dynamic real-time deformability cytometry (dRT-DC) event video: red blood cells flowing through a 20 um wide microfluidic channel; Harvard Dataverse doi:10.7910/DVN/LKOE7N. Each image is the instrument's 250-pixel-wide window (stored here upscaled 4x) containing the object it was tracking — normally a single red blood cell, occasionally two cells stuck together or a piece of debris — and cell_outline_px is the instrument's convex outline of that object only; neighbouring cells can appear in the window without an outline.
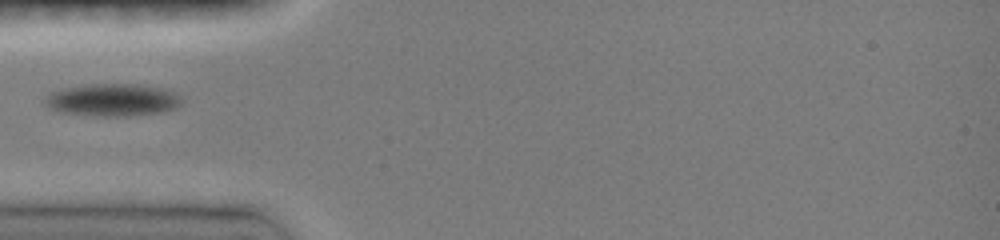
{"species": "common noctule bat (a hibernating species)", "species_latin": "Nyctalus noctula", "temperature_condition": "room temperature", "stored_images_in_passage": 9, "camera_frame_rate_fps": 3000, "um_per_image_px": 0.085, "animal": {"sex": "female", "body_mass_g": 19.0, "forearm_length_mm": 51.5}, "frame": {"image": 1, "passage_image": 1, "time_ms": 0.0, "image_size_px": [1000, 240], "cell_outline_px": [[184, 100], [176, 108], [160, 112], [128, 116], [92, 116], [60, 112], [48, 108], [44, 104], [44, 100], [48, 92], [60, 88], [88, 84], [140, 84], [164, 88], [180, 96]], "centroid_in_image_um": [9.52, 8.49], "position_along_channel_um": 75.5, "area_um2": 26.3}}
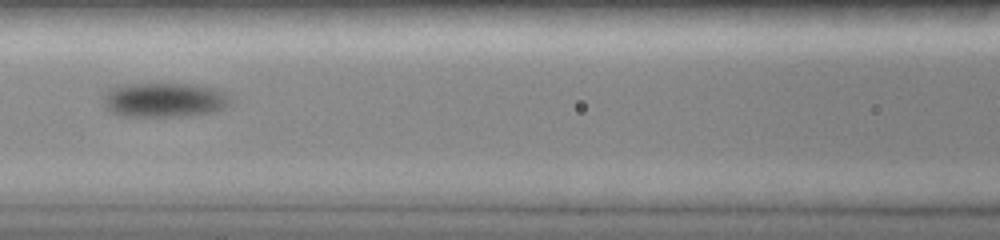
{"frame": {"image": 2, "passage_image": 7, "time_ms": 2.0, "image_size_px": [1000, 240], "cell_outline_px": [[232, 100], [224, 108], [212, 112], [176, 116], [120, 116], [104, 108], [104, 92], [112, 84], [196, 84], [212, 88], [224, 92]], "centroid_in_image_um": [13.88, 8.48], "position_along_channel_um": 152.7, "area_um2": 25.72}}